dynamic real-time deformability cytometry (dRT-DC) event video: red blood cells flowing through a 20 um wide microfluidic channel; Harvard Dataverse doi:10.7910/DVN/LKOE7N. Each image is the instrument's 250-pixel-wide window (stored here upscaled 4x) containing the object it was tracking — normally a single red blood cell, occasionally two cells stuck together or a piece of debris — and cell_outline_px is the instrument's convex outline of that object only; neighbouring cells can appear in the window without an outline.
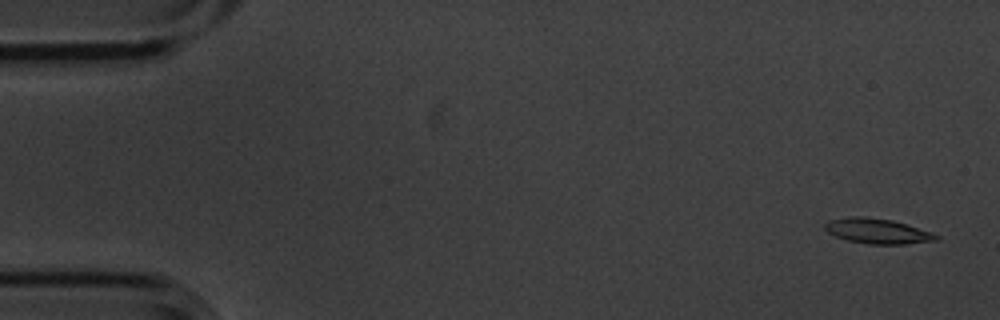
{"species": "common noctule bat (a hibernating species)", "species_latin": "Nyctalus noctula", "temperature_condition": "cold", "stored_images_in_passage": 5, "camera_frame_rate_fps": 3000, "um_per_image_px": 0.085, "animal": {"sex": "male", "body_mass_g": 20.1, "forearm_length_mm": 53.5}, "frame": {"image": 1, "passage_image": 1, "time_ms": 0.0, "image_size_px": [1000, 320], "cell_outline_px": [[940, 240], [904, 244], [868, 244], [848, 240], [836, 236], [828, 232], [824, 228], [824, 224], [828, 220], [848, 216], [864, 216], [892, 220], [940, 236]], "centroid_in_image_um": [74.53, 19.64], "position_along_channel_um": 10.5, "area_um2": 16.13}}